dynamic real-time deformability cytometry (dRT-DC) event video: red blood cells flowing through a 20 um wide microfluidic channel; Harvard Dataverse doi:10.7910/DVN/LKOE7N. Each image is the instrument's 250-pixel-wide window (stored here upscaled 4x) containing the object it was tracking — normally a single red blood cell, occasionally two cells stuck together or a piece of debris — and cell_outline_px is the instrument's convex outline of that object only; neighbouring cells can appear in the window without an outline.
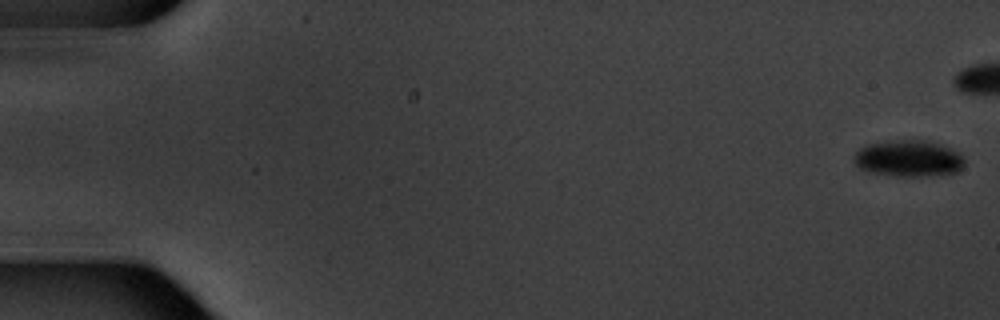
{"species": "common noctule bat (a hibernating species)", "species_latin": "Nyctalus noctula", "temperature_condition": "warm", "stored_images_in_passage": 6, "camera_frame_rate_fps": 3000, "um_per_image_px": 0.085, "animal": {"sex": "male", "body_mass_g": 20.1, "forearm_length_mm": 53.5}, "frame": {"image": 1, "passage_image": 1, "time_ms": 0.0, "image_size_px": [1000, 320], "cell_outline_px": [[964, 164], [956, 172], [932, 176], [896, 176], [868, 172], [860, 168], [856, 164], [856, 152], [860, 148], [868, 144], [900, 140], [928, 140], [940, 144], [960, 152], [964, 156]], "centroid_in_image_um": [77.28, 13.47], "position_along_channel_um": 7.7, "area_um2": 23.41}}
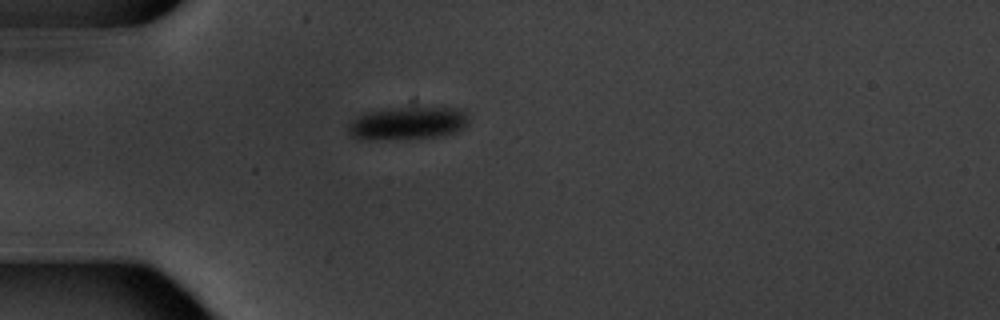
{"frame": {"image": 2, "passage_image": 6, "time_ms": 7.0, "image_size_px": [1000, 320], "cell_outline_px": [[468, 124], [464, 128], [456, 132], [440, 136], [352, 136], [348, 132], [348, 124], [352, 120], [364, 112], [412, 104], [420, 104], [464, 108], [468, 116]], "centroid_in_image_um": [34.83, 10.32], "position_along_channel_um": 50.2, "area_um2": 23.0}}